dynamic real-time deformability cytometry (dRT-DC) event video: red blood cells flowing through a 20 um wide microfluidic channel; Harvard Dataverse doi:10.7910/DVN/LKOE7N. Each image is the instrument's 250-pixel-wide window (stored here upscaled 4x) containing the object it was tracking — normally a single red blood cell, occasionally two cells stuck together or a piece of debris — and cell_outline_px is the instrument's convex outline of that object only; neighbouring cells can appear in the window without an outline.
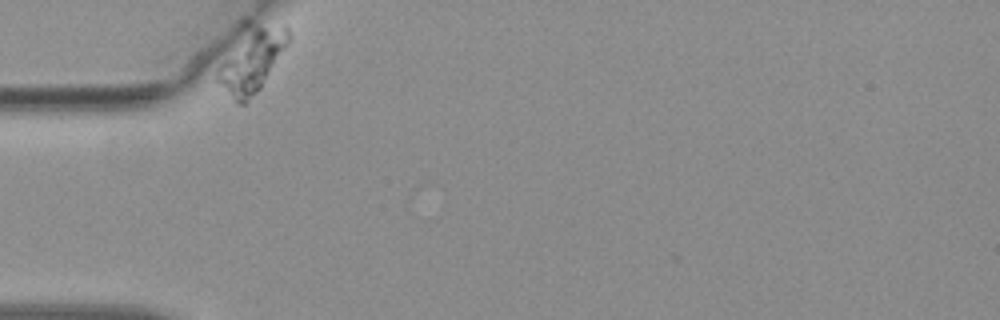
{"species": "common noctule bat (a hibernating species)", "species_latin": "Nyctalus noctula", "temperature_condition": "warm", "stored_images_in_passage": 42, "camera_frame_rate_fps": 3000, "um_per_image_px": 0.085, "animal": {"sex": "female", "body_mass_g": 19.3, "forearm_length_mm": 54.1}, "frame": {"image": 1, "passage_image": 1, "time_ms": 0.0, "image_size_px": [1000, 320], "cell_outline_px": [[292, 36], [288, 44], [260, 88], [244, 104], [236, 104], [216, 80], [216, 68], [240, 20], [252, 20], [284, 24], [288, 28]], "centroid_in_image_um": [21.33, 4.9], "position_along_channel_um": 63.7, "area_um2": 28.78}}
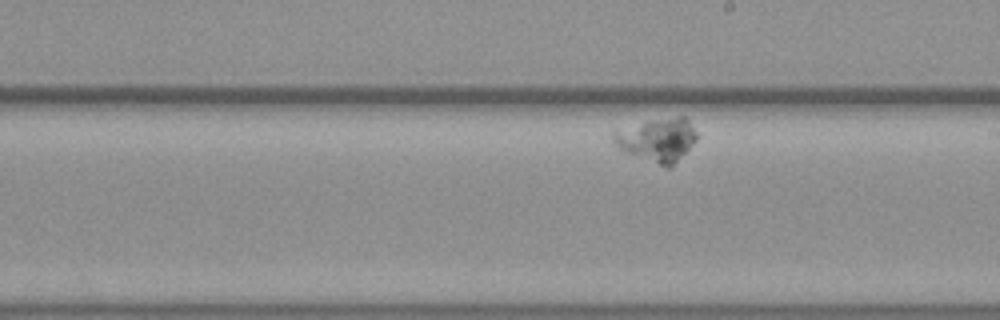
{"frame": {"image": 2, "passage_image": 24, "time_ms": 7.667, "image_size_px": [1000, 320], "cell_outline_px": [[696, 140], [672, 168], [668, 168], [628, 152], [620, 148], [612, 140], [612, 132], [648, 120], [680, 116], [684, 116], [688, 120], [696, 132]], "centroid_in_image_um": [55.9, 11.87], "position_along_channel_um": 233.1, "area_um2": 20.69}}
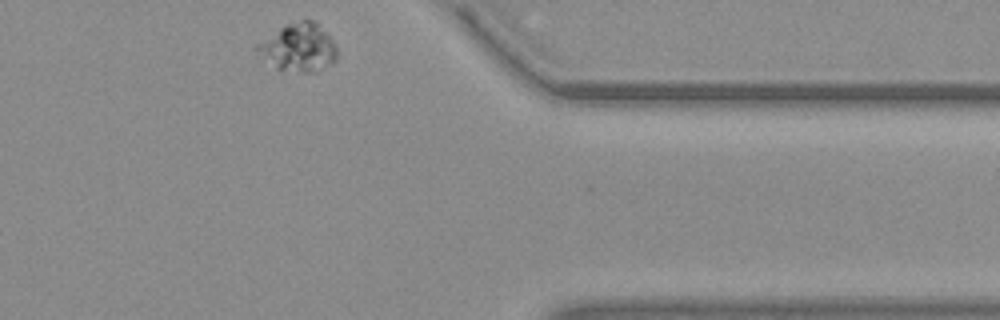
{"frame": {"image": 3, "passage_image": 42, "time_ms": 13.667, "image_size_px": [1000, 320], "cell_outline_px": [[336, 60], [332, 64], [316, 72], [304, 72], [276, 68], [256, 52], [252, 48], [256, 44], [284, 24], [300, 20], [316, 20], [336, 44]], "centroid_in_image_um": [25.38, 4.01], "position_along_channel_um": 386.0, "area_um2": 22.48}}